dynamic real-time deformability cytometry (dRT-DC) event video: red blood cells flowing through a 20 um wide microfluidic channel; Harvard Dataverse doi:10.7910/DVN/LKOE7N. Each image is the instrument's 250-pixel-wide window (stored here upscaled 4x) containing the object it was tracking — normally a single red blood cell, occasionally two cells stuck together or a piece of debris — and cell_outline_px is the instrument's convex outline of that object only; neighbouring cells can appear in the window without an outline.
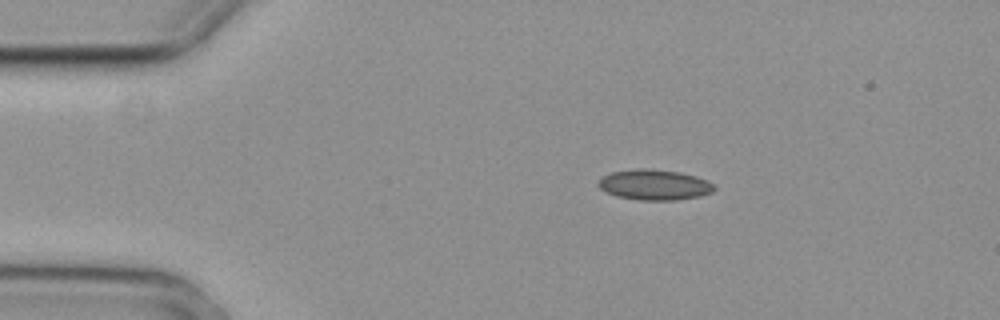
{"species": "common noctule bat (a hibernating species)", "species_latin": "Nyctalus noctula", "temperature_condition": "cold", "stored_images_in_passage": 5, "camera_frame_rate_fps": 3000, "um_per_image_px": 0.085, "animal": {"sex": "female", "body_mass_g": 29.2, "forearm_length_mm": 56.3}, "frame": {"image": 1, "passage_image": 1, "time_ms": 0.0, "image_size_px": [1000, 320], "cell_outline_px": [[716, 188], [712, 192], [700, 196], [676, 200], [640, 200], [616, 196], [600, 188], [596, 184], [604, 176], [612, 172], [640, 168], [648, 168], [680, 172], [696, 176], [708, 180]], "centroid_in_image_um": [55.65, 15.7], "position_along_channel_um": 29.4, "area_um2": 20.52}}
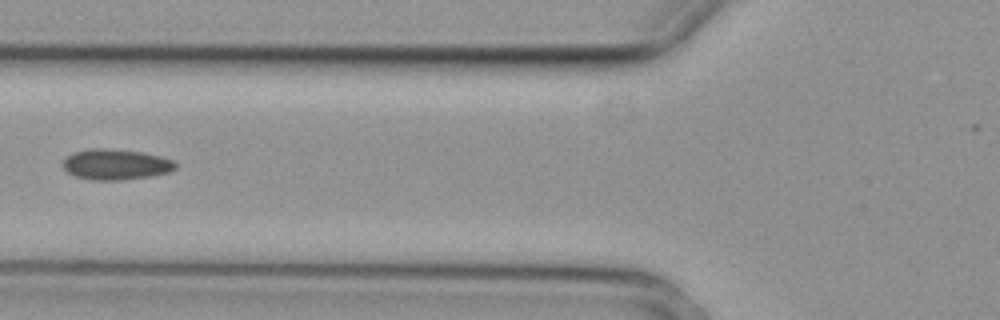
{"frame": {"image": 2, "passage_image": 4, "time_ms": 1.0, "image_size_px": [1000, 320], "cell_outline_px": [[176, 168], [168, 172], [148, 176], [120, 180], [92, 180], [76, 176], [68, 172], [64, 168], [64, 160], [72, 152], [92, 148], [108, 148], [144, 152], [160, 156], [172, 160], [176, 164]], "centroid_in_image_um": [9.84, 13.96], "position_along_channel_um": 116.0, "area_um2": 19.94}}
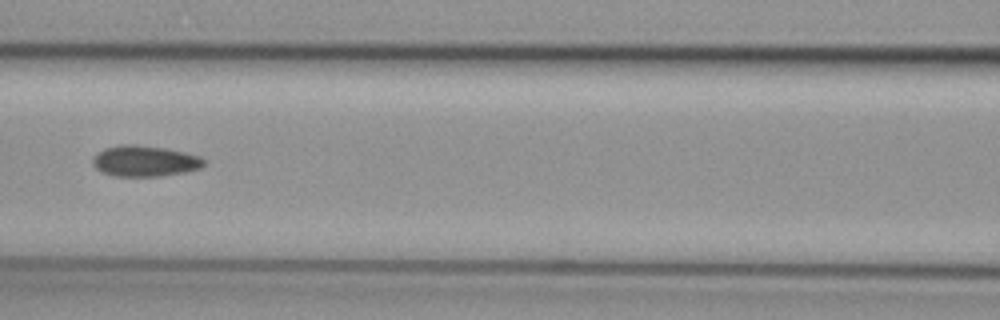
{"frame": {"image": 3, "passage_image": 5, "time_ms": 1.333, "image_size_px": [1000, 320], "cell_outline_px": [[204, 164], [200, 168], [184, 172], [160, 176], [112, 176], [100, 172], [92, 164], [92, 156], [96, 152], [104, 148], [120, 144], [136, 144], [164, 148], [184, 152], [200, 156], [204, 160]], "centroid_in_image_um": [12.23, 13.68], "position_along_channel_um": 154.4, "area_um2": 20.23}}